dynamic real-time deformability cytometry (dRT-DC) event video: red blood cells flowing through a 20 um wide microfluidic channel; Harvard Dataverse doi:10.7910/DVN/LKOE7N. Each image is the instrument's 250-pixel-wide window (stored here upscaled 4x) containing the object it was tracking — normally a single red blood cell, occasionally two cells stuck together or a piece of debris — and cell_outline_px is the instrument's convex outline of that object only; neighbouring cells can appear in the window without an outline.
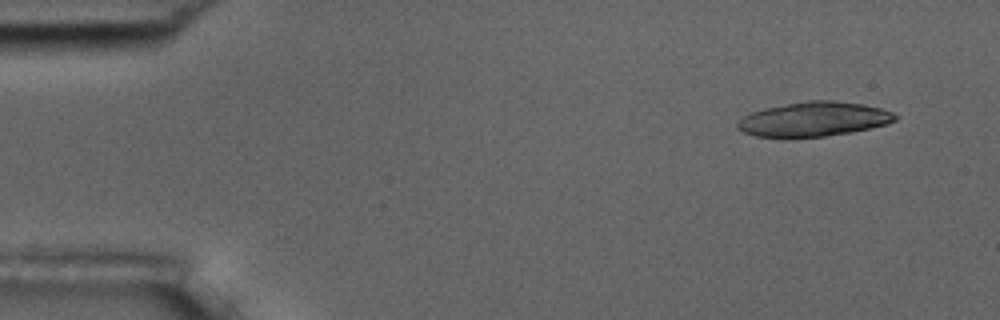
{"species": "common noctule bat (a hibernating species)", "species_latin": "Nyctalus noctula", "temperature_condition": "room temperature", "stored_images_in_passage": 5, "camera_frame_rate_fps": 3000, "um_per_image_px": 0.085, "animal": {"sex": "male", "body_mass_g": 17.5, "forearm_length_mm": 52.3}, "frame": {"image": 1, "passage_image": 1, "time_ms": 0.0, "image_size_px": [1000, 320], "cell_outline_px": [[900, 116], [896, 120], [888, 124], [872, 128], [852, 132], [824, 136], [756, 136], [744, 132], [736, 128], [736, 120], [752, 112], [764, 108], [808, 100], [832, 100], [864, 104], [880, 108], [892, 112]], "centroid_in_image_um": [69.21, 10.11], "position_along_channel_um": 15.8, "area_um2": 31.56}}